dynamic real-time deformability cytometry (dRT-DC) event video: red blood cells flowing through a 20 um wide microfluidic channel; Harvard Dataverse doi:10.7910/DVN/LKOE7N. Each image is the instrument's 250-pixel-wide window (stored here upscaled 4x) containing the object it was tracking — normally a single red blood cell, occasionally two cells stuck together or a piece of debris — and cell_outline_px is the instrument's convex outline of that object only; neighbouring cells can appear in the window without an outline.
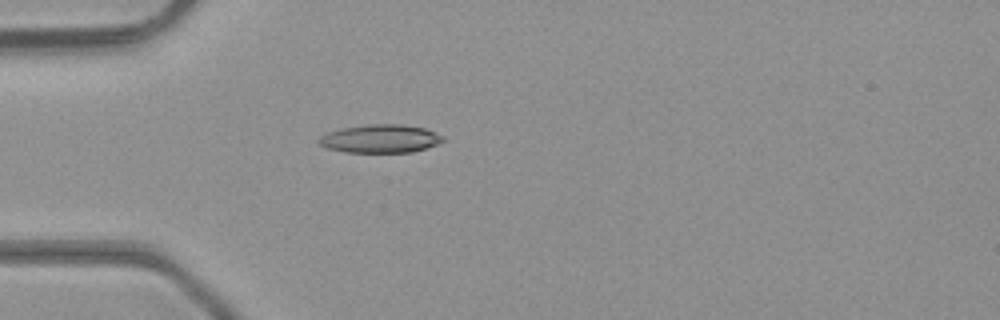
{"species": "common noctule bat (a hibernating species)", "species_latin": "Nyctalus noctula", "temperature_condition": "room temperature", "stored_images_in_passage": 34, "camera_frame_rate_fps": 3000, "um_per_image_px": 0.085, "animal": {"sex": "male", "body_mass_g": 23.1, "forearm_length_mm": 52.7}, "frame": {"image": 1, "passage_image": 1, "time_ms": 0.0, "image_size_px": [1000, 320], "cell_outline_px": [[444, 140], [436, 144], [412, 152], [344, 152], [328, 148], [316, 144], [316, 140], [320, 136], [328, 132], [344, 128], [372, 124], [400, 124], [424, 128], [436, 132], [444, 136]], "centroid_in_image_um": [32.3, 11.79], "position_along_channel_um": 52.7, "area_um2": 20.35}}
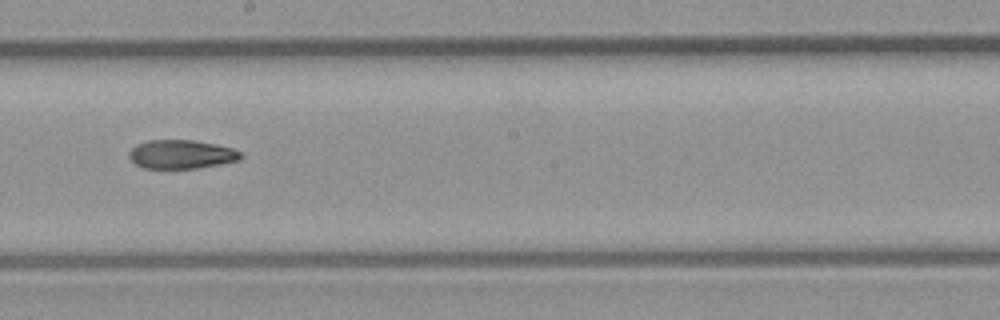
{"frame": {"image": 2, "passage_image": 14, "time_ms": 4.333, "image_size_px": [1000, 320], "cell_outline_px": [[244, 156], [240, 160], [220, 164], [196, 168], [144, 168], [136, 164], [128, 156], [128, 152], [136, 144], [148, 140], [192, 140], [232, 148], [240, 152]], "centroid_in_image_um": [15.4, 13.11], "position_along_channel_um": 232.8, "area_um2": 18.61}}
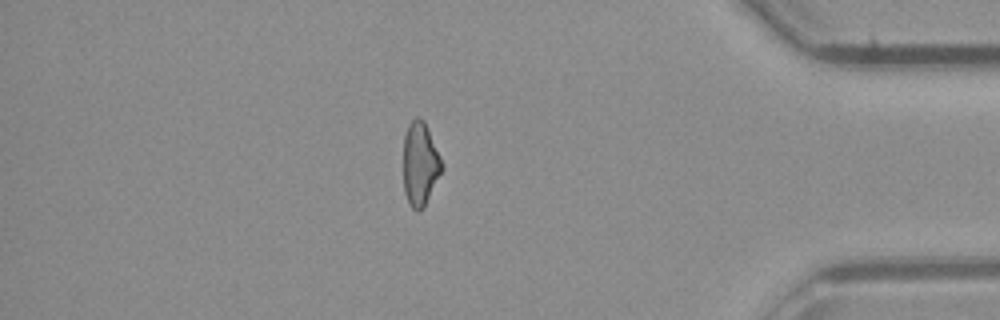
{"frame": {"image": 3, "passage_image": 28, "time_ms": 9.0, "image_size_px": [1000, 320], "cell_outline_px": [[444, 168], [424, 208], [416, 212], [408, 204], [404, 192], [404, 136], [408, 124], [416, 116], [420, 116], [424, 120], [444, 164]], "centroid_in_image_um": [35.72, 13.95], "position_along_channel_um": 399.5, "area_um2": 19.07}, "authors_computed_cell_mechanics": {"area_um2": 19.4208, "velocity_mm_per_s": 4.3648, "shape_relaxation_time_tau1_ms": null, "shape_relaxation_time_tau2_ms": 3.3708, "deformation_change_tau1": null, "deformation_change_tau2": 0.1115}}